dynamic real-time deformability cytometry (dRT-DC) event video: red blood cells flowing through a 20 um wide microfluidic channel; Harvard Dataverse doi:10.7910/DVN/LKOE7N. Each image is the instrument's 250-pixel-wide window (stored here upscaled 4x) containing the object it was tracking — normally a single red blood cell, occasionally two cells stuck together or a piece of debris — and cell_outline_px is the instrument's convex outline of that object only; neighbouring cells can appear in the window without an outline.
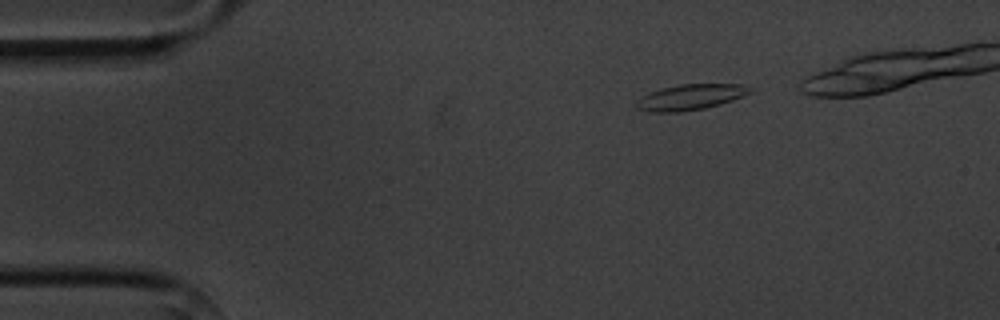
{"species": "common noctule bat (a hibernating species)", "species_latin": "Nyctalus noctula", "temperature_condition": "cold", "stored_images_in_passage": 4, "camera_frame_rate_fps": 3000, "um_per_image_px": 0.085, "animal": {"sex": "male", "body_mass_g": 20.1, "forearm_length_mm": 53.5}, "frame": {"image": 1, "passage_image": 1, "time_ms": 0.0, "image_size_px": [1000, 320], "cell_outline_px": [[752, 92], [744, 96], [720, 104], [704, 108], [680, 112], [652, 112], [636, 108], [632, 104], [640, 96], [664, 88], [680, 84], [740, 84], [752, 88]], "centroid_in_image_um": [58.66, 8.26], "position_along_channel_um": 26.3, "area_um2": 16.99}}